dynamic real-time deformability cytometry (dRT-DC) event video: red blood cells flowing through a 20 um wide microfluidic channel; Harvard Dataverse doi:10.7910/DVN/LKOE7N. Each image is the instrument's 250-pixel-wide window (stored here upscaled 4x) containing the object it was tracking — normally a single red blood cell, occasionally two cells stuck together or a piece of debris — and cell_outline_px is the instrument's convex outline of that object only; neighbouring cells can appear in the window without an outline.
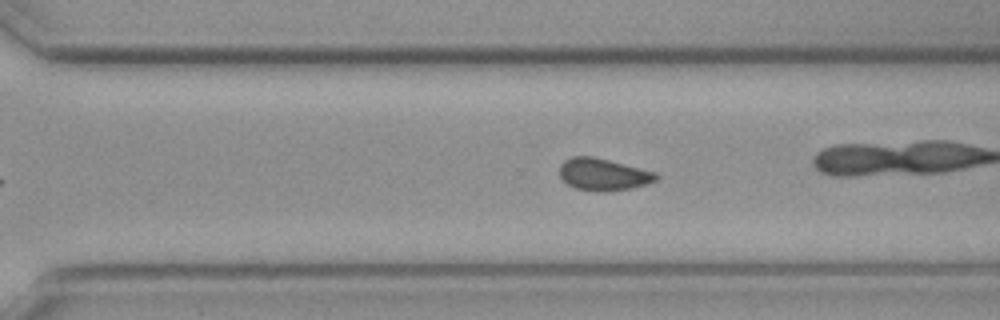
{"species": "common noctule bat (a hibernating species)", "species_latin": "Nyctalus noctula", "temperature_condition": "cold", "stored_images_in_passage": 45, "camera_frame_rate_fps": 3000, "um_per_image_px": 0.085, "animal": {"sex": "female", "body_mass_g": 19.3, "forearm_length_mm": 54.1}, "frame": {"image": 1, "passage_image": 32, "time_ms": 10.333, "image_size_px": [1000, 320], "cell_outline_px": [[660, 176], [656, 180], [644, 184], [628, 188], [604, 192], [596, 192], [576, 188], [568, 184], [560, 176], [560, 164], [564, 160], [572, 156], [592, 156], [656, 172]], "centroid_in_image_um": [51.25, 14.82], "position_along_channel_um": 319.3, "area_um2": 17.86}, "authors_computed_cell_mechanics": {"area_um2": 17.918, "velocity_mm_per_s": 3.7952, "shape_relaxation_time_tau1_ms": null, "shape_relaxation_time_tau2_ms": 3.7209, "deformation_change_tau1": null, "deformation_change_tau2": 0.0703}}